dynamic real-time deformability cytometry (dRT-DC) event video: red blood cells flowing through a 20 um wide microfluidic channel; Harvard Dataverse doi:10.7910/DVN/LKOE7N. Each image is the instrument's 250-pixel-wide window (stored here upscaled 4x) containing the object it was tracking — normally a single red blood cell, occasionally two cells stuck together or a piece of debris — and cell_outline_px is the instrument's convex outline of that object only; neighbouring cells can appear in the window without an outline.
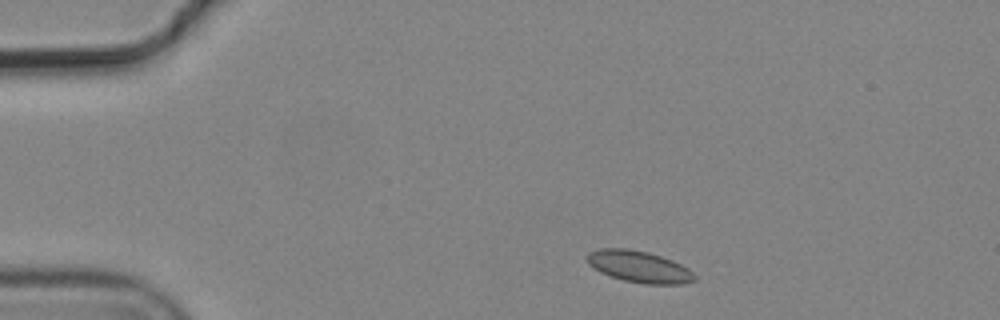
{"species": "common noctule bat (a hibernating species)", "species_latin": "Nyctalus noctula", "temperature_condition": "cold", "stored_images_in_passage": 4, "camera_frame_rate_fps": 3000, "um_per_image_px": 0.085, "animal": {"sex": "male", "body_mass_g": 19.2, "forearm_length_mm": 51.8}, "frame": {"image": 1, "passage_image": 1, "time_ms": 0.0, "image_size_px": [1000, 320], "cell_outline_px": [[696, 280], [684, 284], [644, 284], [624, 280], [600, 272], [588, 264], [588, 252], [600, 248], [628, 248], [648, 252], [672, 260], [688, 268], [696, 276]], "centroid_in_image_um": [54.34, 22.66], "position_along_channel_um": 30.7, "area_um2": 19.77}}
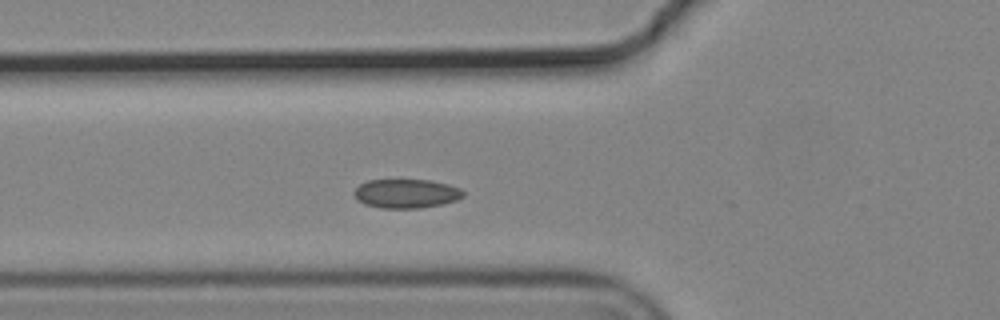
{"frame": {"image": 2, "passage_image": 4, "time_ms": 1.0, "image_size_px": [1000, 320], "cell_outline_px": [[464, 196], [456, 200], [444, 204], [420, 208], [380, 208], [364, 204], [352, 192], [360, 184], [368, 180], [428, 180], [448, 184], [460, 188], [464, 192]], "centroid_in_image_um": [34.55, 16.46], "position_along_channel_um": 91.3, "area_um2": 18.44}}